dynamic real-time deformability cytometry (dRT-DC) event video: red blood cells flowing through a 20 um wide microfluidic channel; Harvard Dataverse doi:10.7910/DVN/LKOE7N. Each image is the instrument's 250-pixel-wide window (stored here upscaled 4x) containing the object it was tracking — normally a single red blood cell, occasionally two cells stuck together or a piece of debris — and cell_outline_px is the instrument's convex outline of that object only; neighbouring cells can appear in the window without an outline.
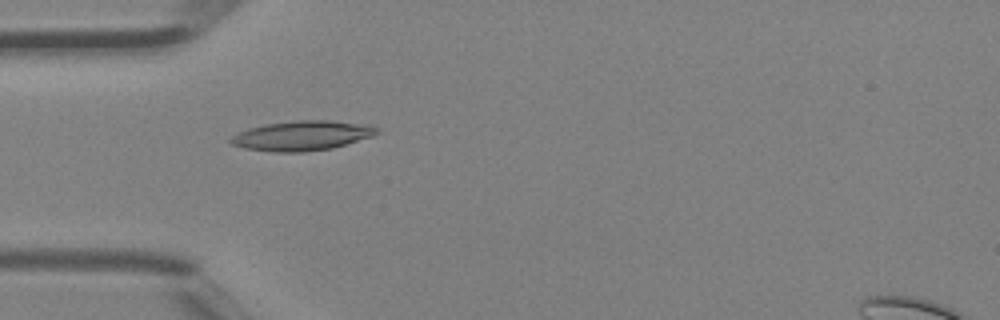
{"species": "Egyptian fruit bat (a non-hibernating species)", "species_latin": "Rousettus aegyptiacus", "temperature_condition": "room temperature", "stored_images_in_passage": 45, "camera_frame_rate_fps": 3000, "um_per_image_px": 0.085, "animal": {"sex": "female"}, "frame": {"image": 1, "passage_image": 14, "time_ms": 4.333, "image_size_px": [1000, 320], "cell_outline_px": [[380, 132], [372, 136], [332, 148], [304, 152], [272, 152], [244, 148], [232, 144], [228, 140], [232, 136], [248, 128], [264, 124], [296, 120], [328, 120], [368, 124], [376, 128]], "centroid_in_image_um": [25.66, 11.53], "position_along_channel_um": 59.3, "area_um2": 25.32}}
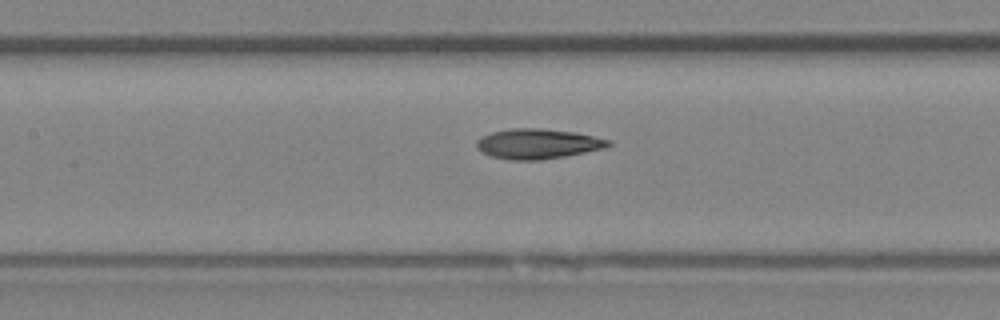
{"frame": {"image": 2, "passage_image": 21, "time_ms": 6.667, "image_size_px": [1000, 320], "cell_outline_px": [[612, 144], [604, 148], [564, 156], [540, 160], [512, 160], [492, 156], [484, 152], [476, 144], [476, 140], [492, 132], [512, 128], [540, 128], [576, 132], [612, 140]], "centroid_in_image_um": [45.76, 12.21], "position_along_channel_um": 161.6, "area_um2": 22.83}}
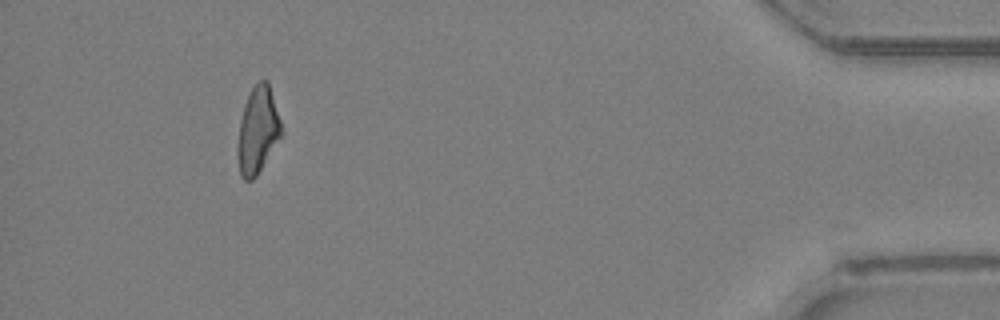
{"frame": {"image": 3, "passage_image": 42, "time_ms": 13.667, "image_size_px": [1000, 320], "cell_outline_px": [[284, 132], [256, 176], [252, 180], [244, 180], [240, 176], [236, 152], [236, 148], [240, 120], [244, 104], [252, 88], [260, 80], [268, 80]], "centroid_in_image_um": [21.9, 11.09], "position_along_channel_um": 413.3, "area_um2": 22.2}, "authors_computed_cell_mechanics": {"area_um2": 22.7732, "velocity_mm_per_s": 4.5155, "shape_relaxation_time_tau1_ms": 6.8036, "shape_relaxation_time_tau2_ms": 3.1893, "deformation_change_tau1": 0.1873, "deformation_change_tau2": 0.1035}}